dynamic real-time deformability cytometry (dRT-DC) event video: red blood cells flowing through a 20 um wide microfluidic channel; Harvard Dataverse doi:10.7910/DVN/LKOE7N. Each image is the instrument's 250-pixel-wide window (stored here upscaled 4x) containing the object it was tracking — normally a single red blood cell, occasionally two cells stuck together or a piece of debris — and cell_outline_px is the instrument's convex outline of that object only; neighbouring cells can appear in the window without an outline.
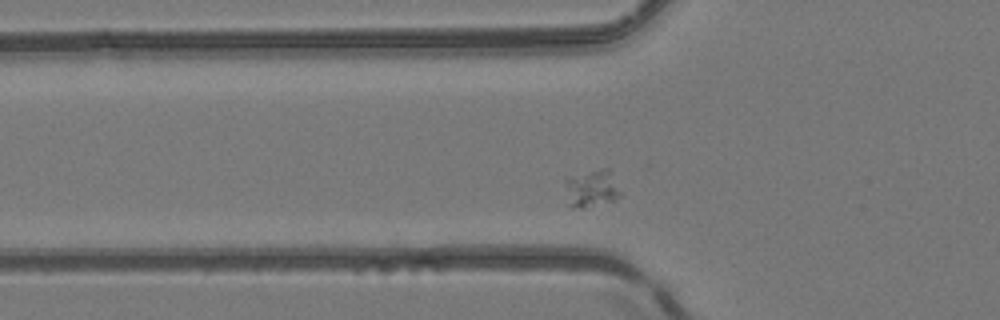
{"species": "common noctule bat (a hibernating species)", "species_latin": "Nyctalus noctula", "temperature_condition": "room temperature", "stored_images_in_passage": 31, "camera_frame_rate_fps": 3000, "um_per_image_px": 0.085, "animal": {"sex": "female", "body_mass_g": 24.6, "forearm_length_mm": 56.2}, "frame": {"image": 1, "passage_image": 5, "time_ms": 1.333, "image_size_px": [1000, 320], "cell_outline_px": [[620, 196], [612, 200], [580, 208], [568, 204], [564, 180], [564, 176], [600, 168], [608, 168], [620, 192]], "centroid_in_image_um": [50.21, 15.96], "position_along_channel_um": 75.6, "area_um2": 11.96}}
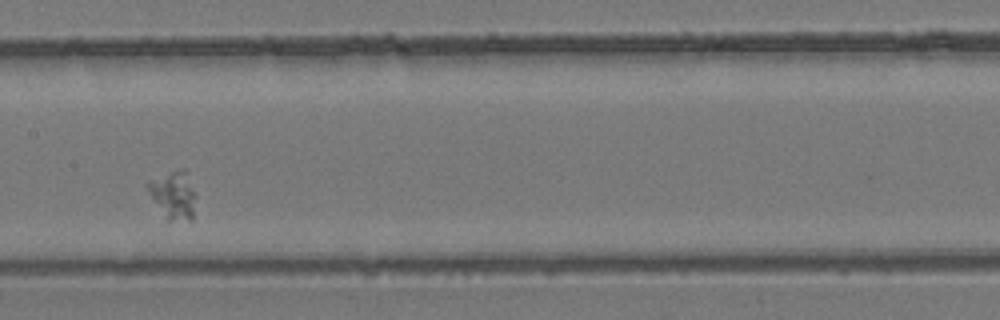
{"frame": {"image": 2, "passage_image": 14, "time_ms": 4.333, "image_size_px": [1000, 320], "cell_outline_px": [[196, 196], [192, 220], [164, 220], [148, 192], [144, 184], [148, 180], [184, 168]], "centroid_in_image_um": [14.7, 16.62], "position_along_channel_um": 192.7, "area_um2": 13.47}}
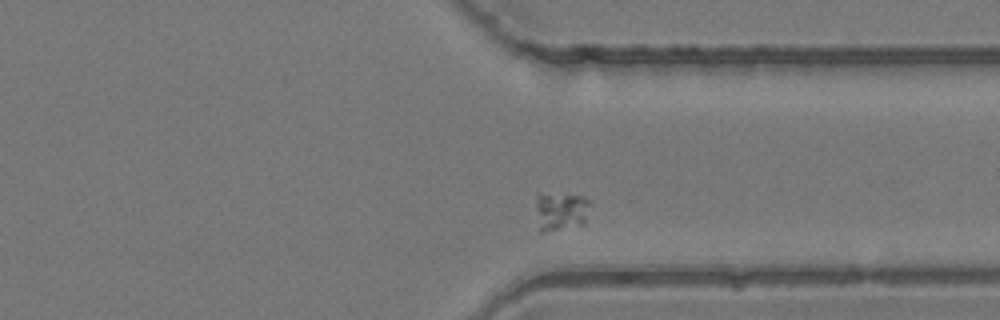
{"frame": {"image": 3, "passage_image": 27, "time_ms": 8.667, "image_size_px": [1000, 320], "cell_outline_px": [[592, 200], [584, 224], [544, 232], [540, 232], [536, 208], [536, 196], [540, 192], [584, 196]], "centroid_in_image_um": [47.69, 17.91], "position_along_channel_um": 363.7, "area_um2": 12.48}}